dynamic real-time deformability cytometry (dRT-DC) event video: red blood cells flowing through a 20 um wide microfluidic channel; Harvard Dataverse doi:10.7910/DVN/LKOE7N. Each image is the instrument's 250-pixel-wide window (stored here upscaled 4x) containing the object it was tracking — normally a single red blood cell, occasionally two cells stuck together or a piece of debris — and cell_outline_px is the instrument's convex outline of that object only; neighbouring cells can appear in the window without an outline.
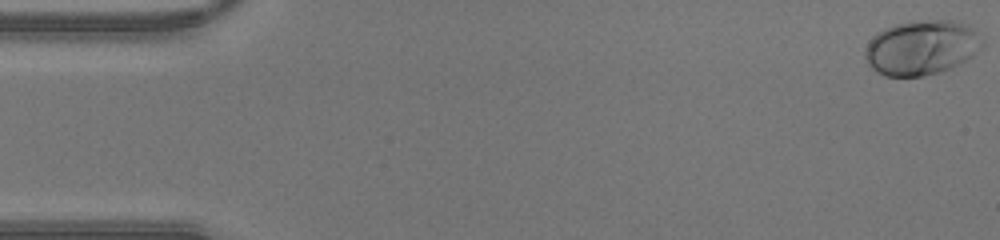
{"species": "human", "species_latin": "Homo sapiens", "temperature_condition": "warm", "stored_images_in_passage": 46, "camera_frame_rate_fps": 3000, "um_per_image_px": 0.085, "donor": {"sex": "male"}, "frame": {"image": 1, "passage_image": 1, "time_ms": 0.0, "image_size_px": [1000, 240], "cell_outline_px": [[984, 48], [960, 64], [952, 68], [940, 72], [924, 76], [884, 76], [872, 68], [868, 64], [864, 56], [864, 52], [872, 36], [876, 32], [884, 28], [896, 24], [924, 20], [956, 20], [968, 24], [984, 40]], "centroid_in_image_um": [78.37, 4.04], "position_along_channel_um": 6.6, "area_um2": 37.8}}
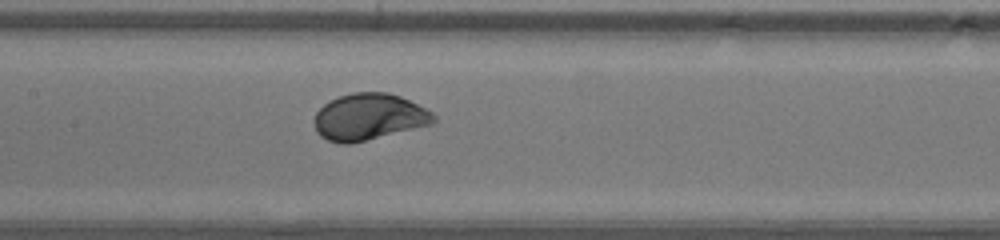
{"frame": {"image": 2, "passage_image": 22, "time_ms": 7.0, "image_size_px": [1000, 240], "cell_outline_px": [[436, 120], [432, 124], [348, 144], [340, 144], [328, 140], [320, 136], [316, 132], [316, 112], [324, 104], [340, 96], [352, 92], [388, 92], [400, 96], [432, 112], [436, 116]], "centroid_in_image_um": [31.36, 9.93], "position_along_channel_um": 176.0, "area_um2": 31.96}}
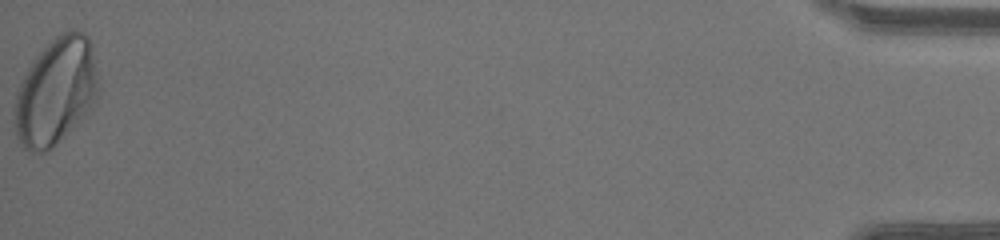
{"frame": {"image": 3, "passage_image": 46, "time_ms": 15.0, "image_size_px": [1000, 240], "cell_outline_px": [[100, 88], [96, 104], [52, 148], [44, 152], [28, 152], [24, 148], [16, 136], [16, 92], [20, 80], [32, 60], [60, 32], [68, 28], [72, 28], [84, 32], [88, 36], [92, 44]], "centroid_in_image_um": [4.79, 7.73], "position_along_channel_um": 430.4, "area_um2": 52.66}}